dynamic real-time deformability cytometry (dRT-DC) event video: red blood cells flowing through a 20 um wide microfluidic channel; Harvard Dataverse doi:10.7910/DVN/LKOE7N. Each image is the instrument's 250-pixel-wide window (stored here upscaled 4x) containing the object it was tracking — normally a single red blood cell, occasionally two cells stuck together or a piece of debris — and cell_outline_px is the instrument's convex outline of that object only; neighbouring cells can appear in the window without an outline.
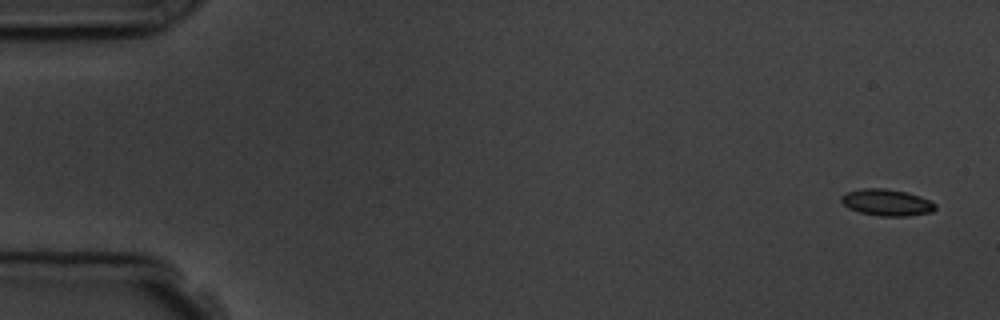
{"species": "common noctule bat (a hibernating species)", "species_latin": "Nyctalus noctula", "temperature_condition": "room temperature", "stored_images_in_passage": 5, "camera_frame_rate_fps": 3000, "um_per_image_px": 0.085, "animal": {"sex": "male", "body_mass_g": 19.5, "forearm_length_mm": 54.6}, "frame": {"image": 1, "passage_image": 1, "time_ms": 0.0, "image_size_px": [1000, 320], "cell_outline_px": [[936, 208], [932, 212], [908, 216], [880, 216], [860, 212], [848, 208], [840, 200], [840, 196], [848, 192], [860, 188], [884, 188], [904, 192], [920, 196], [936, 204]], "centroid_in_image_um": [75.36, 17.21], "position_along_channel_um": 9.6, "area_um2": 14.51}}
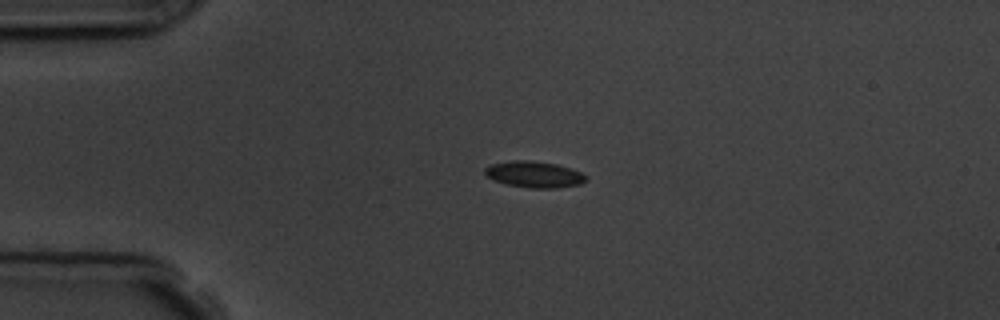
{"frame": {"image": 2, "passage_image": 4, "time_ms": 3.667, "image_size_px": [1000, 320], "cell_outline_px": [[588, 180], [580, 184], [556, 188], [532, 188], [508, 184], [496, 180], [488, 176], [484, 172], [484, 168], [492, 164], [512, 160], [528, 160], [556, 164], [580, 172], [588, 176]], "centroid_in_image_um": [45.44, 14.82], "position_along_channel_um": 39.6, "area_um2": 15.26}}